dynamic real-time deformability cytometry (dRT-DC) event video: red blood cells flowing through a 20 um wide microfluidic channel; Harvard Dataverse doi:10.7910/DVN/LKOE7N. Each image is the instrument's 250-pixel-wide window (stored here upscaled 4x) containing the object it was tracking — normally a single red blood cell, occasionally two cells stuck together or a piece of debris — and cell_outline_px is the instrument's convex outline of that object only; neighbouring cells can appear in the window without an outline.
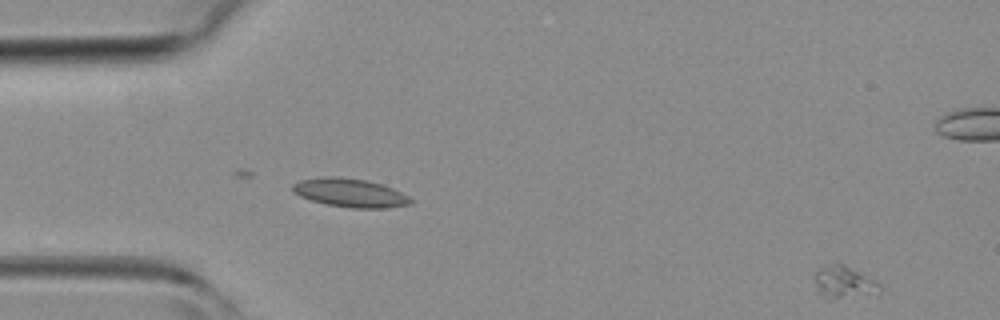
{"species": "common noctule bat (a hibernating species)", "species_latin": "Nyctalus noctula", "temperature_condition": "room temperature", "stored_images_in_passage": 45, "camera_frame_rate_fps": 3000, "um_per_image_px": 0.085, "animal": {"sex": "female", "body_mass_g": 19.3, "forearm_length_mm": 54.1}, "frame": {"image": 1, "passage_image": 1, "time_ms": 0.0, "image_size_px": [1000, 320], "cell_outline_px": [[880, 292], [876, 296], [832, 300], [816, 296], [812, 276], [820, 268], [832, 264], [844, 264], [876, 280], [880, 284]], "centroid_in_image_um": [71.71, 24.07], "position_along_channel_um": 13.3, "area_um2": 13.24}}
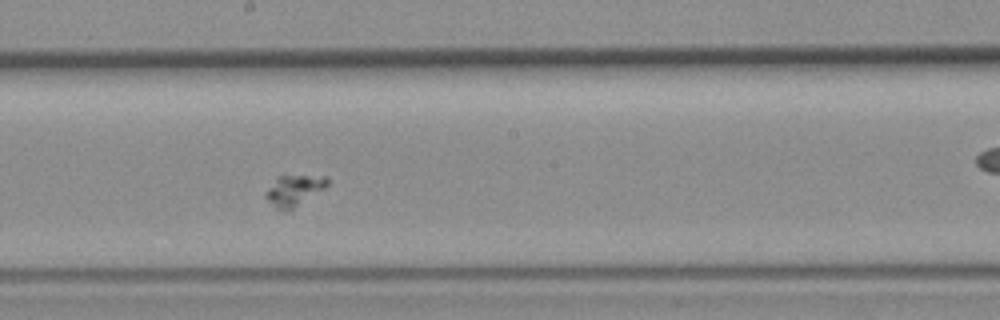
{"frame": {"image": 2, "passage_image": 23, "time_ms": 7.333, "image_size_px": [1000, 320], "cell_outline_px": [[328, 184], [324, 188], [288, 212], [276, 212], [264, 196], [264, 192], [276, 176], [328, 176]], "centroid_in_image_um": [24.91, 16.23], "position_along_channel_um": 223.3, "area_um2": 11.39}}
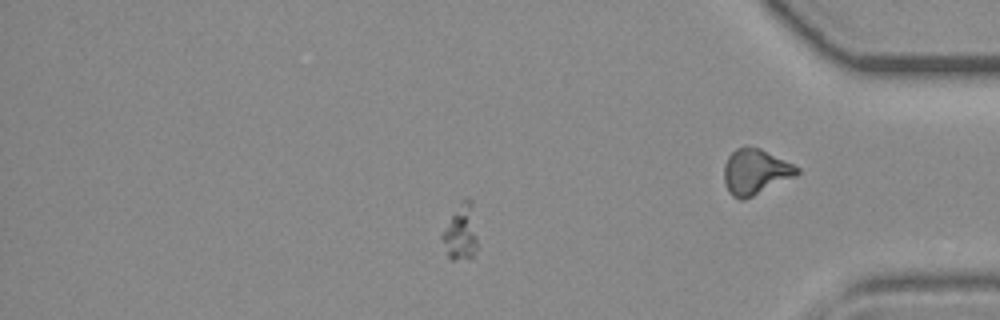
{"frame": {"image": 3, "passage_image": 37, "time_ms": 12.0, "image_size_px": [1000, 320], "cell_outline_px": [[476, 248], [472, 256], [452, 260], [448, 256], [440, 236], [452, 216], [464, 200], [472, 200], [476, 240]], "centroid_in_image_um": [39.15, 19.79], "position_along_channel_um": 396.1, "area_um2": 10.69}}